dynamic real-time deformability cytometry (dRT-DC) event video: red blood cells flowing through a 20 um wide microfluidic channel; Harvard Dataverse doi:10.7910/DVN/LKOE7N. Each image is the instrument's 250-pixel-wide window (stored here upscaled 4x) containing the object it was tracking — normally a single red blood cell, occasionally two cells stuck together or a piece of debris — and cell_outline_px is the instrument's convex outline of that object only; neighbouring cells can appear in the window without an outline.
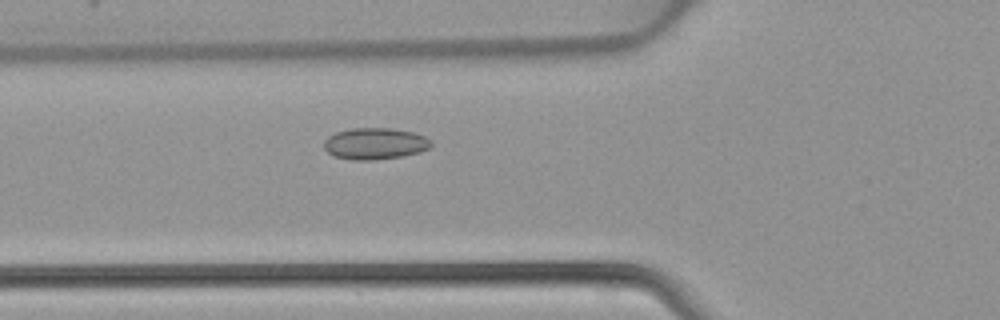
{"species": "common noctule bat (a hibernating species)", "species_latin": "Nyctalus noctula", "temperature_condition": "warm", "stored_images_in_passage": 39, "camera_frame_rate_fps": 3000, "um_per_image_px": 0.085, "animal": {"sex": "female", "body_mass_g": 22.7, "forearm_length_mm": 54.2}, "frame": {"image": 1, "passage_image": 10, "time_ms": 3.0, "image_size_px": [1000, 320], "cell_outline_px": [[432, 148], [420, 152], [400, 156], [372, 160], [352, 160], [332, 156], [324, 148], [324, 140], [328, 136], [336, 132], [352, 128], [392, 128], [412, 132], [424, 136], [432, 140]], "centroid_in_image_um": [31.88, 12.21], "position_along_channel_um": 93.9, "area_um2": 19.83}}
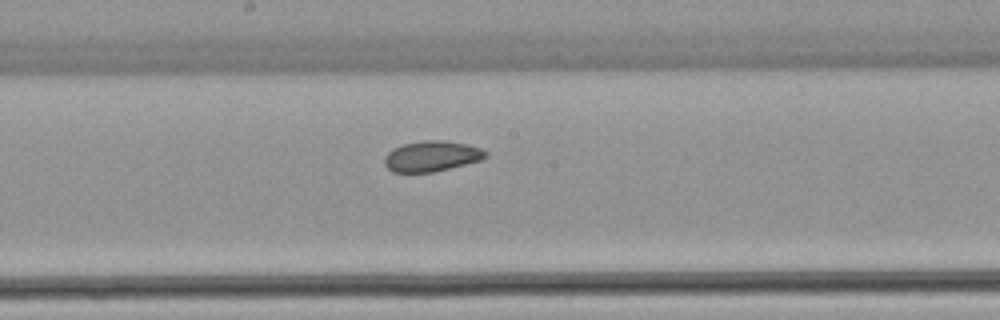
{"frame": {"image": 2, "passage_image": 18, "time_ms": 5.667, "image_size_px": [1000, 320], "cell_outline_px": [[488, 156], [480, 160], [432, 172], [392, 172], [384, 164], [384, 156], [392, 148], [404, 144], [424, 140], [444, 140], [468, 144], [480, 148], [488, 152]], "centroid_in_image_um": [36.68, 13.26], "position_along_channel_um": 211.5, "area_um2": 17.98}}
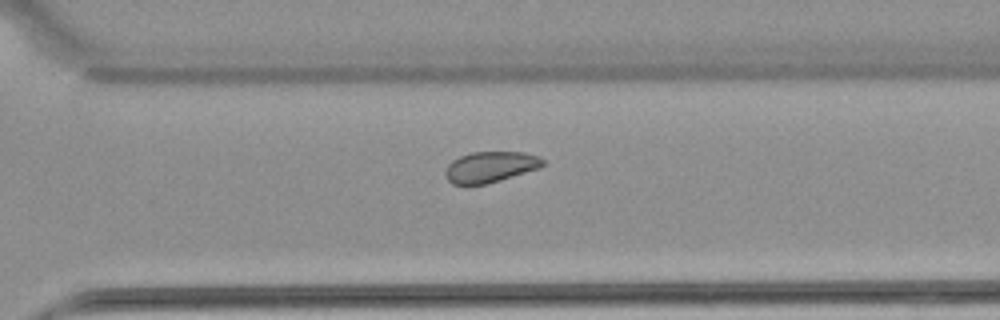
{"frame": {"image": 3, "passage_image": 26, "time_ms": 8.333, "image_size_px": [1000, 320], "cell_outline_px": [[544, 164], [540, 168], [488, 184], [452, 184], [448, 180], [444, 172], [448, 164], [452, 160], [460, 156], [472, 152], [524, 152], [540, 156], [544, 160]], "centroid_in_image_um": [41.69, 14.18], "position_along_channel_um": 328.9, "area_um2": 17.63}}